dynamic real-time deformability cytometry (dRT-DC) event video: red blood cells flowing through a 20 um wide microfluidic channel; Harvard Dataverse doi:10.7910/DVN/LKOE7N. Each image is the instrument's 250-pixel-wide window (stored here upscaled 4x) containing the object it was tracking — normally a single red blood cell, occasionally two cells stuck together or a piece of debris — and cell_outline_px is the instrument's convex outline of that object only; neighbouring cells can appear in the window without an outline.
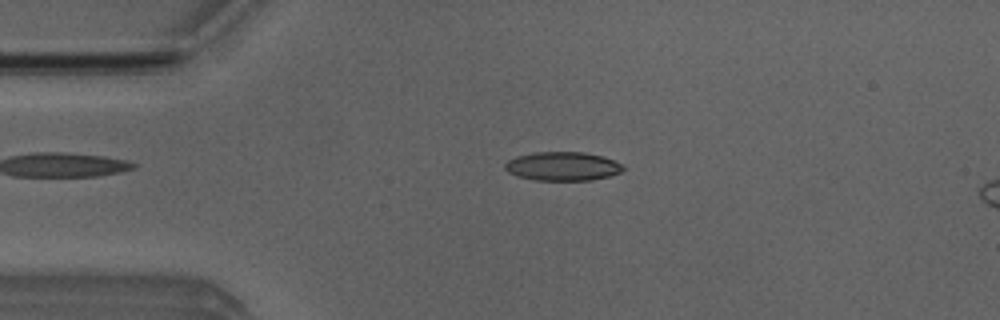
{"species": "Egyptian fruit bat (a non-hibernating species)", "species_latin": "Rousettus aegyptiacus", "temperature_condition": "room temperature", "stored_images_in_passage": 42, "camera_frame_rate_fps": 3000, "um_per_image_px": 0.085, "animal": {"sex": "male"}, "frame": {"image": 1, "passage_image": 1, "time_ms": 0.0, "image_size_px": [1000, 320], "cell_outline_px": [[624, 168], [620, 172], [608, 176], [588, 180], [532, 180], [516, 176], [508, 172], [504, 168], [504, 164], [508, 160], [516, 156], [532, 152], [584, 152], [600, 156], [612, 160], [620, 164]], "centroid_in_image_um": [47.74, 14.13], "position_along_channel_um": 37.3, "area_um2": 19.71}}
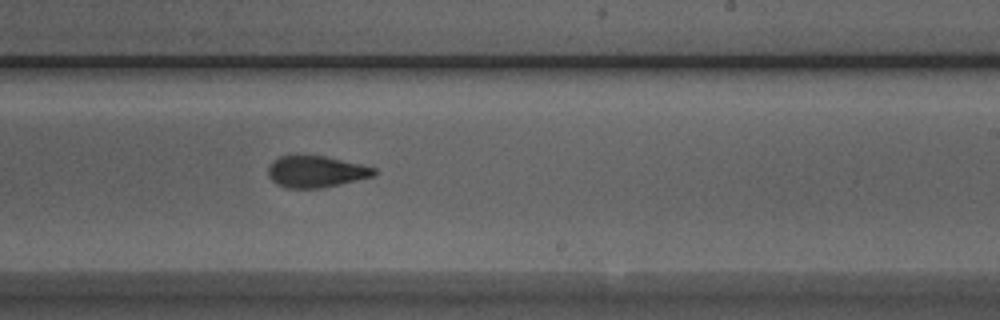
{"frame": {"image": 2, "passage_image": 20, "time_ms": 6.333, "image_size_px": [1000, 320], "cell_outline_px": [[376, 176], [320, 188], [284, 188], [276, 184], [268, 176], [268, 168], [272, 160], [280, 156], [292, 152], [296, 152], [324, 156], [360, 164], [376, 168]], "centroid_in_image_um": [26.79, 14.55], "position_along_channel_um": 262.2, "area_um2": 20.11}}
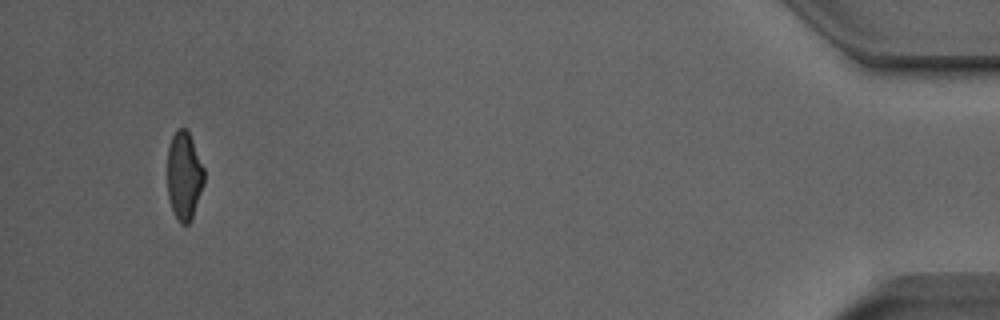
{"frame": {"image": 3, "passage_image": 38, "time_ms": 12.333, "image_size_px": [1000, 320], "cell_outline_px": [[204, 184], [192, 216], [188, 224], [180, 224], [172, 208], [168, 196], [168, 148], [172, 136], [176, 128], [184, 128], [188, 132], [192, 140], [204, 168]], "centroid_in_image_um": [15.65, 14.92], "position_along_channel_um": 419.6, "area_um2": 18.61}}